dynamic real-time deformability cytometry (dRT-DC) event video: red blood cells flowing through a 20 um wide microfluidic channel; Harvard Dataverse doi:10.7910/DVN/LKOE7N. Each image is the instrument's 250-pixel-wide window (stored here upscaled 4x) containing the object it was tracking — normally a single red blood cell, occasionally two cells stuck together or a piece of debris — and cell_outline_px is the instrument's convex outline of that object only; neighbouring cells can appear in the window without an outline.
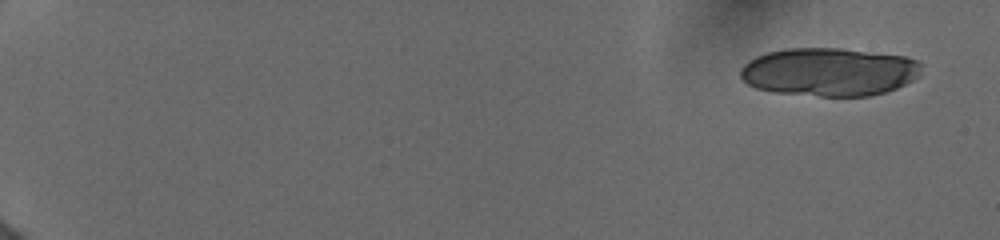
{"species": "human", "species_latin": "Homo sapiens", "temperature_condition": "cold", "stored_images_in_passage": 8, "camera_frame_rate_fps": 3000, "um_per_image_px": 0.085, "donor": {"sex": "female"}, "frame": {"image": 1, "passage_image": 1, "time_ms": 0.0, "image_size_px": [1000, 240], "cell_outline_px": [[920, 76], [896, 88], [884, 92], [868, 96], [820, 96], [772, 92], [756, 88], [748, 84], [740, 76], [740, 68], [748, 60], [756, 56], [768, 52], [788, 48], [840, 48], [904, 56], [916, 60], [920, 64]], "centroid_in_image_um": [70.45, 6.11], "position_along_channel_um": 14.6, "area_um2": 50.92}}
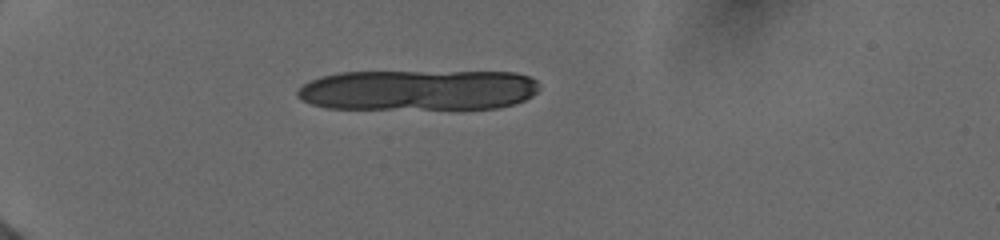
{"frame": {"image": 2, "passage_image": 5, "time_ms": 4.667, "image_size_px": [1000, 240], "cell_outline_px": [[540, 88], [532, 96], [524, 100], [512, 104], [496, 108], [460, 112], [328, 108], [312, 104], [300, 100], [296, 96], [296, 88], [320, 76], [340, 72], [516, 72], [528, 76], [536, 80]], "centroid_in_image_um": [35.55, 7.71], "position_along_channel_um": 49.4, "area_um2": 59.71}}